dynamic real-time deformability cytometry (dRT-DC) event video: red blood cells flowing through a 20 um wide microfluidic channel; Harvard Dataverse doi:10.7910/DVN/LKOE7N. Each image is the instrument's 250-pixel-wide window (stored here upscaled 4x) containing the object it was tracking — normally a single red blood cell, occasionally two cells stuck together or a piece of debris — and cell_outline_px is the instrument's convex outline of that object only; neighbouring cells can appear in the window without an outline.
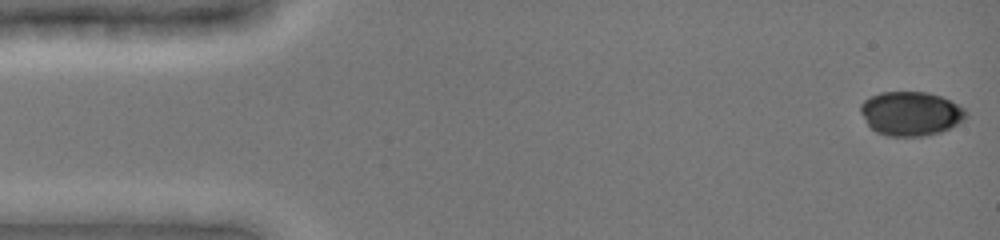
{"species": "common noctule bat (a hibernating species)", "species_latin": "Nyctalus noctula", "temperature_condition": "cold", "stored_images_in_passage": 9, "camera_frame_rate_fps": 3000, "um_per_image_px": 0.085, "animal": {"sex": "female", "body_mass_g": 19.0, "forearm_length_mm": 51.5}, "frame": {"image": 1, "passage_image": 1, "time_ms": 0.0, "image_size_px": [1000, 240], "cell_outline_px": [[968, 116], [964, 120], [952, 128], [940, 132], [924, 136], [888, 136], [876, 132], [868, 124], [860, 112], [860, 104], [864, 100], [880, 92], [928, 92], [940, 96], [964, 108], [968, 112]], "centroid_in_image_um": [77.43, 9.66], "position_along_channel_um": 7.6, "area_um2": 27.17}}